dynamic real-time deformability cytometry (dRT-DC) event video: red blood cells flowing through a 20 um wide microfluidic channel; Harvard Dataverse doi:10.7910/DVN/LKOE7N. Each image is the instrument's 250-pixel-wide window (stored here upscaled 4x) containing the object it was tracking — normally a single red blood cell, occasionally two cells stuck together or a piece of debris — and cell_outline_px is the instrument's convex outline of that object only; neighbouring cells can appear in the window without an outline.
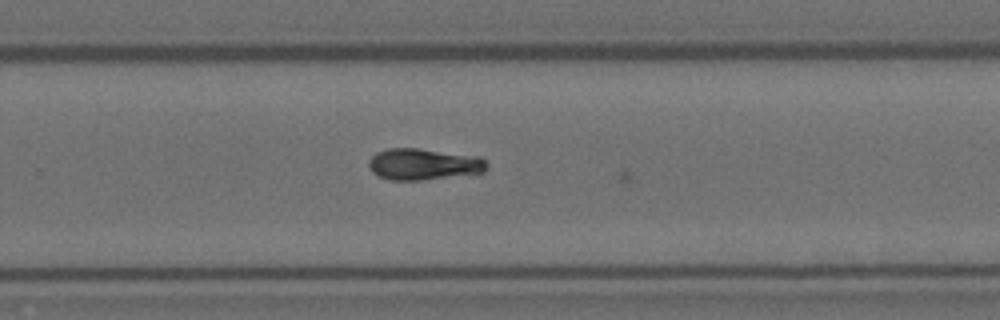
{"species": "Egyptian fruit bat (a non-hibernating species)", "species_latin": "Rousettus aegyptiacus", "temperature_condition": "room temperature", "stored_images_in_passage": 21, "camera_frame_rate_fps": 3000, "um_per_image_px": 0.085, "animal": {"sex": "female"}, "frame": {"image": 1, "passage_image": 19, "time_ms": 6.0, "image_size_px": [1000, 320], "cell_outline_px": [[488, 168], [484, 172], [424, 180], [388, 180], [372, 172], [368, 164], [368, 160], [376, 152], [388, 148], [416, 148], [480, 156], [488, 164]], "centroid_in_image_um": [36.0, 13.95], "position_along_channel_um": 293.8, "area_um2": 21.73}}